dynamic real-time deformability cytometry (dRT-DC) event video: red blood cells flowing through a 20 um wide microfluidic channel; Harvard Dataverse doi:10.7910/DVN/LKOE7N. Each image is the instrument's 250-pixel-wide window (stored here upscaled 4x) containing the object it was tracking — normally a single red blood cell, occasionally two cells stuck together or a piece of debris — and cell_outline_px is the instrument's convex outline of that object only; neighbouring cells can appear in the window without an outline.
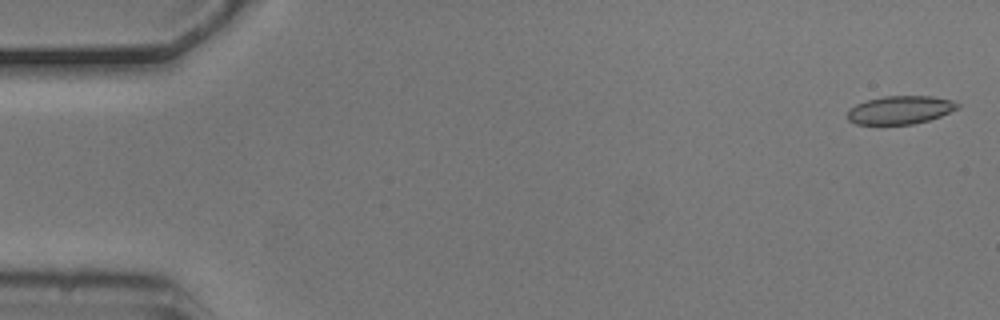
{"species": "common noctule bat (a hibernating species)", "species_latin": "Nyctalus noctula", "temperature_condition": "cold", "stored_images_in_passage": 5, "camera_frame_rate_fps": 3000, "um_per_image_px": 0.085, "animal": {"sex": "male", "body_mass_g": 20.5, "forearm_length_mm": 52.5}, "frame": {"image": 1, "passage_image": 1, "time_ms": 0.0, "image_size_px": [1000, 320], "cell_outline_px": [[960, 108], [940, 116], [928, 120], [912, 124], [856, 124], [848, 120], [848, 108], [856, 104], [868, 100], [884, 96], [932, 96], [952, 100], [960, 104]], "centroid_in_image_um": [76.53, 9.34], "position_along_channel_um": 8.5, "area_um2": 18.09}}
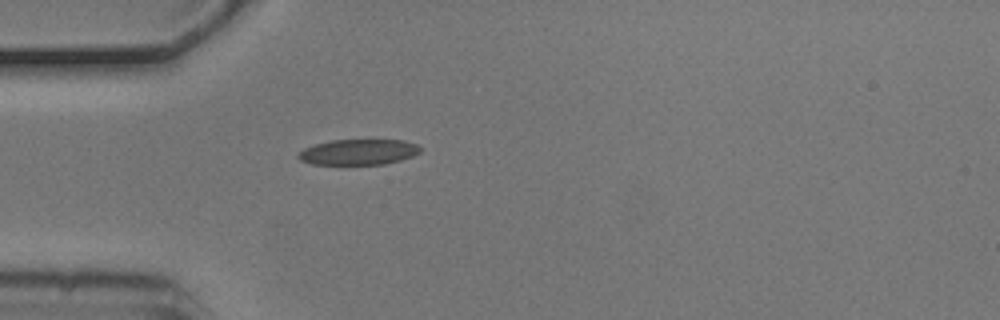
{"frame": {"image": 2, "passage_image": 5, "time_ms": 1.333, "image_size_px": [1000, 320], "cell_outline_px": [[424, 148], [420, 152], [412, 156], [400, 160], [384, 164], [312, 164], [300, 160], [296, 156], [296, 152], [304, 148], [316, 144], [332, 140], [404, 140], [416, 144]], "centroid_in_image_um": [30.46, 12.92], "position_along_channel_um": 54.5, "area_um2": 18.26}}